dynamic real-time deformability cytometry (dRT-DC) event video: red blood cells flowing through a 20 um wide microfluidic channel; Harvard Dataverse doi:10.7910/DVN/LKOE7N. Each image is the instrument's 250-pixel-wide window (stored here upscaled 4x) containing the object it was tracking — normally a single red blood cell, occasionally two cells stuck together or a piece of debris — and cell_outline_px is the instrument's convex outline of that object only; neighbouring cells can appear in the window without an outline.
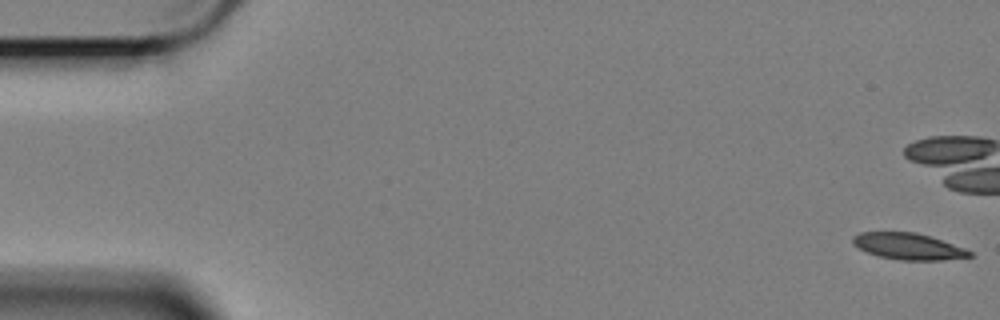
{"species": "Egyptian fruit bat (a non-hibernating species)", "species_latin": "Rousettus aegyptiacus", "temperature_condition": "cold", "stored_images_in_passage": 60, "camera_frame_rate_fps": 3000, "um_per_image_px": 0.085, "animal": {"sex": "female"}, "frame": {"image": 1, "passage_image": 1, "time_ms": 0.0, "image_size_px": [1000, 320], "cell_outline_px": [[972, 256], [940, 260], [900, 260], [880, 256], [868, 252], [852, 244], [852, 236], [860, 232], [916, 232], [964, 248], [972, 252]], "centroid_in_image_um": [77.17, 20.93], "position_along_channel_um": 7.8, "area_um2": 17.69}, "authors_computed_cell_mechanics": {"area_um2": 19.5364, "velocity_mm_per_s": 3.3811, "shape_relaxation_time_tau1_ms": 4.8747, "shape_relaxation_time_tau2_ms": null, "deformation_change_tau1": 0.1257, "deformation_change_tau2": null}}